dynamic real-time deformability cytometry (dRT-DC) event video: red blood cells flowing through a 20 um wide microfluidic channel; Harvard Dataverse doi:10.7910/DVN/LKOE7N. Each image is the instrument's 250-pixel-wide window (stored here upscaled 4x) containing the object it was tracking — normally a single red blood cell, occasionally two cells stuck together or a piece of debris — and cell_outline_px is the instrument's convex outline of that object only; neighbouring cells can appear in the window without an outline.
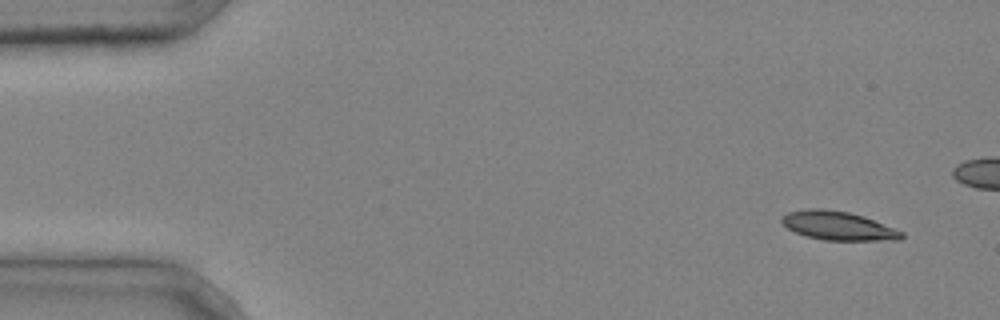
{"species": "common noctule bat (a hibernating species)", "species_latin": "Nyctalus noctula", "temperature_condition": "cold", "stored_images_in_passage": 6, "camera_frame_rate_fps": 3000, "um_per_image_px": 0.085, "animal": {"sex": "male", "body_mass_g": 20.4}, "frame": {"image": 1, "passage_image": 1, "time_ms": 0.0, "image_size_px": [1000, 320], "cell_outline_px": [[904, 236], [900, 240], [824, 240], [808, 236], [796, 232], [788, 228], [780, 220], [788, 212], [808, 208], [824, 208], [848, 212], [864, 216], [904, 232]], "centroid_in_image_um": [71.27, 19.18], "position_along_channel_um": 13.7, "area_um2": 19.94}}